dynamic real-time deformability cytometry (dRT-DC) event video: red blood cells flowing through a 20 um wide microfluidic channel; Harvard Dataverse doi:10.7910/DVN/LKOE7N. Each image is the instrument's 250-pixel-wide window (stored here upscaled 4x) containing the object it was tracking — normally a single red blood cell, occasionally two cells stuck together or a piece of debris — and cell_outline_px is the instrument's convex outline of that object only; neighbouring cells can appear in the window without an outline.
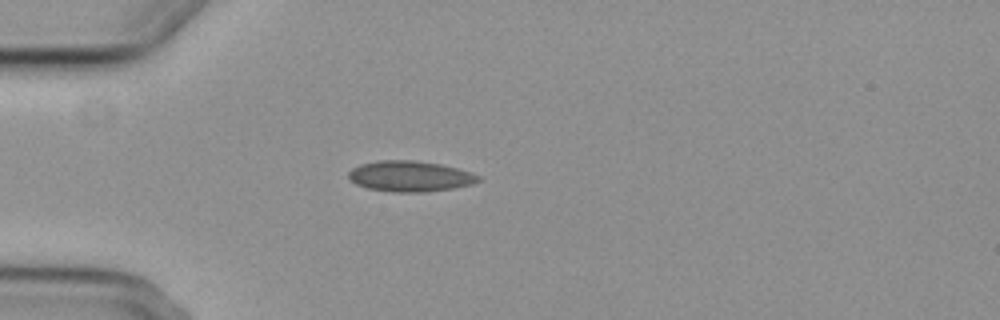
{"species": "common noctule bat (a hibernating species)", "species_latin": "Nyctalus noctula", "temperature_condition": "cold", "stored_images_in_passage": 4, "camera_frame_rate_fps": 3000, "um_per_image_px": 0.085, "animal": {"sex": "female", "body_mass_g": 29.2, "forearm_length_mm": 56.3}, "frame": {"image": 1, "passage_image": 4, "time_ms": 3.333, "image_size_px": [1000, 320], "cell_outline_px": [[480, 180], [472, 184], [452, 188], [424, 192], [392, 192], [368, 188], [356, 184], [348, 180], [348, 172], [352, 168], [360, 164], [380, 160], [412, 160], [440, 164], [472, 172], [480, 176]], "centroid_in_image_um": [34.82, 14.98], "position_along_channel_um": 50.2, "area_um2": 23.24}}